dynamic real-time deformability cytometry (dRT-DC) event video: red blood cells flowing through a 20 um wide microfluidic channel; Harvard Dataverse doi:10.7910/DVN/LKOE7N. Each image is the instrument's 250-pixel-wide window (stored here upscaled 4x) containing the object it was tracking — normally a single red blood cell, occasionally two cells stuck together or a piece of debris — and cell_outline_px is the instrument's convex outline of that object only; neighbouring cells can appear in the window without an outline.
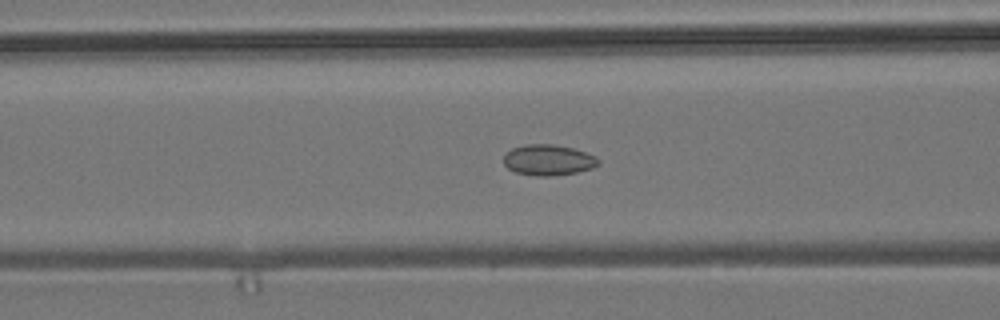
{"species": "common noctule bat (a hibernating species)", "species_latin": "Nyctalus noctula", "temperature_condition": "room temperature", "stored_images_in_passage": 43, "camera_frame_rate_fps": 3000, "um_per_image_px": 0.085, "animal": {"sex": "male", "body_mass_g": 19.2, "forearm_length_mm": 51.8}, "frame": {"image": 1, "passage_image": 17, "time_ms": 5.333, "image_size_px": [1000, 320], "cell_outline_px": [[600, 164], [592, 168], [576, 172], [552, 176], [536, 176], [516, 172], [508, 168], [504, 164], [504, 156], [512, 148], [524, 144], [552, 144], [572, 148], [596, 156], [600, 160]], "centroid_in_image_um": [46.61, 13.6], "position_along_channel_um": 120.0, "area_um2": 16.94}}
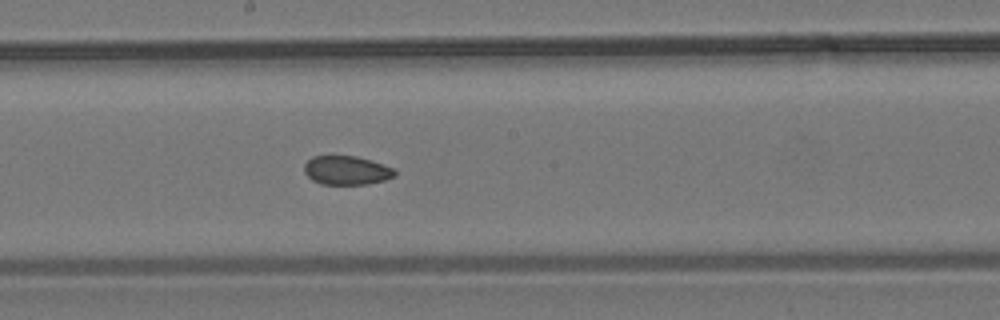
{"frame": {"image": 2, "passage_image": 25, "time_ms": 8.0, "image_size_px": [1000, 320], "cell_outline_px": [[396, 176], [384, 180], [368, 184], [320, 184], [312, 180], [304, 172], [304, 164], [312, 156], [356, 156], [372, 160], [396, 168]], "centroid_in_image_um": [29.49, 14.47], "position_along_channel_um": 218.7, "area_um2": 15.43}}
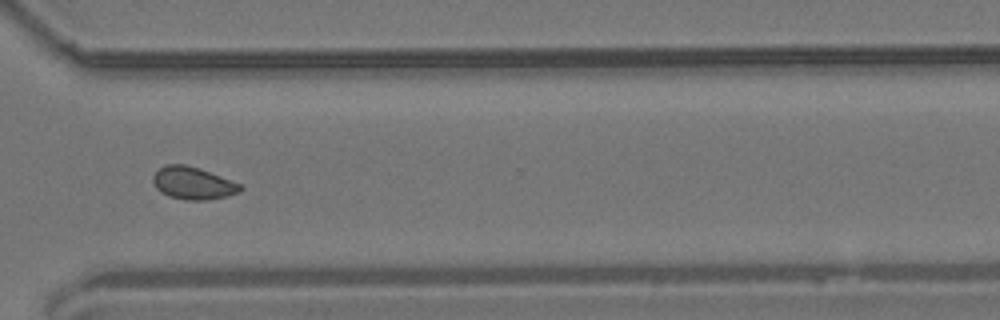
{"frame": {"image": 3, "passage_image": 36, "time_ms": 11.667, "image_size_px": [1000, 320], "cell_outline_px": [[244, 188], [240, 192], [228, 196], [208, 200], [188, 200], [168, 196], [160, 192], [156, 188], [152, 180], [152, 176], [164, 164], [184, 164], [200, 168], [240, 184]], "centroid_in_image_um": [16.39, 15.57], "position_along_channel_um": 354.2, "area_um2": 16.59}, "authors_computed_cell_mechanics": {"area_um2": 16.762, "velocity_mm_per_s": 3.7013, "shape_relaxation_time_tau1_ms": null, "shape_relaxation_time_tau2_ms": 1.6884, "deformation_change_tau1": null, "deformation_change_tau2": 0.0477}}